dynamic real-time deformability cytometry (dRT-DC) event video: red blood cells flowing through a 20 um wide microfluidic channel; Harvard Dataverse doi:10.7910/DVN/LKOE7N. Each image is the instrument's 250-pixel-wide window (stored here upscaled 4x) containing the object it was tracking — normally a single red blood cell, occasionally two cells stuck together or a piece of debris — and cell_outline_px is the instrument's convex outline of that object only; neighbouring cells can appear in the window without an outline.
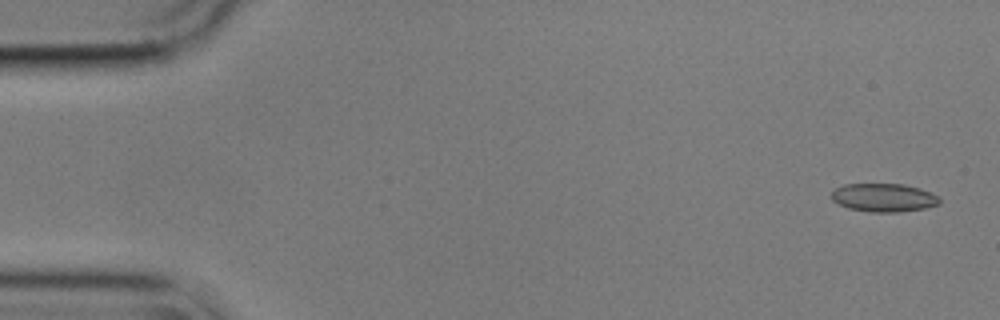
{"species": "common noctule bat (a hibernating species)", "species_latin": "Nyctalus noctula", "temperature_condition": "cold", "stored_images_in_passage": 13, "camera_frame_rate_fps": 3000, "um_per_image_px": 0.085, "animal": {"sex": "male", "body_mass_g": 17.9}, "frame": {"image": 1, "passage_image": 2, "time_ms": 0.333, "image_size_px": [1000, 320], "cell_outline_px": [[940, 204], [924, 208], [900, 212], [872, 212], [848, 208], [832, 200], [832, 192], [836, 188], [844, 184], [904, 184], [920, 188], [936, 196], [940, 200]], "centroid_in_image_um": [75.11, 16.8], "position_along_channel_um": 9.9, "area_um2": 17.69}}